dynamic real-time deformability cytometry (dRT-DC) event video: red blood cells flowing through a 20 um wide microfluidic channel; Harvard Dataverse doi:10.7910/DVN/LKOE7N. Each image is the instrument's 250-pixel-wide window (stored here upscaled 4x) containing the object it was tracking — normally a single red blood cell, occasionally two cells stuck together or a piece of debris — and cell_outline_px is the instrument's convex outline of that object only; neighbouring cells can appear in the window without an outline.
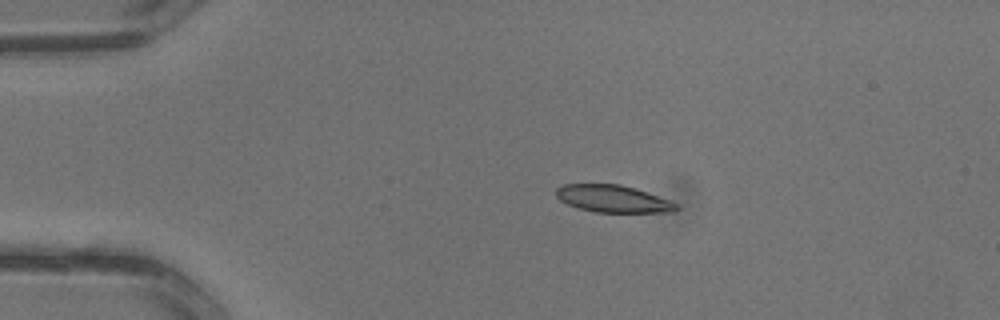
{"species": "common noctule bat (a hibernating species)", "species_latin": "Nyctalus noctula", "temperature_condition": "warm", "stored_images_in_passage": 3, "camera_frame_rate_fps": 3000, "um_per_image_px": 0.085, "animal": {"sex": "male", "body_mass_g": 13.3}, "frame": {"image": 1, "passage_image": 2, "time_ms": 0.333, "image_size_px": [1000, 320], "cell_outline_px": [[680, 208], [672, 212], [596, 212], [580, 208], [568, 204], [560, 200], [556, 196], [556, 188], [564, 184], [620, 184], [672, 200], [680, 204]], "centroid_in_image_um": [52.15, 16.9], "position_along_channel_um": 32.8, "area_um2": 19.07}}